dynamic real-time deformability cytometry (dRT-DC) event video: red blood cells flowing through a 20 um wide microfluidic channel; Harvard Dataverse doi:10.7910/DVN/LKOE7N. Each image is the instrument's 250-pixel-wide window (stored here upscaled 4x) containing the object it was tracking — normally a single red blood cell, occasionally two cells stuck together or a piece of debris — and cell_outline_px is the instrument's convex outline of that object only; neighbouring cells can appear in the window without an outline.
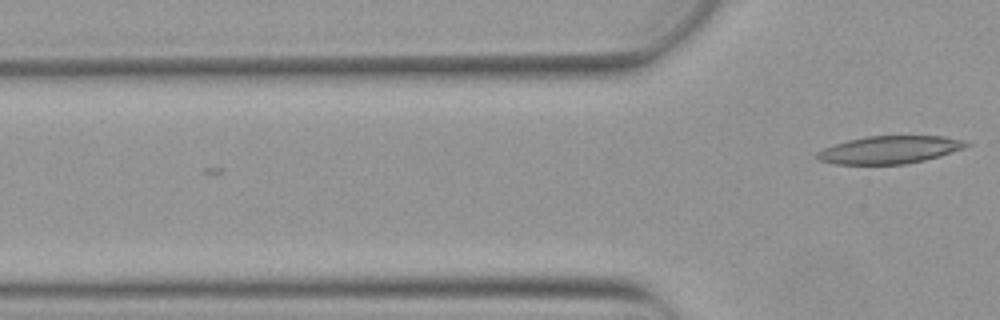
{"species": "Egyptian fruit bat (a non-hibernating species)", "species_latin": "Rousettus aegyptiacus", "temperature_condition": "warm", "stored_images_in_passage": 7, "camera_frame_rate_fps": 3000, "um_per_image_px": 0.085, "animal": {"sex": "female"}, "frame": {"image": 1, "passage_image": 7, "time_ms": 2.0, "image_size_px": [1000, 320], "cell_outline_px": [[972, 144], [964, 148], [940, 156], [924, 160], [904, 164], [836, 164], [820, 160], [816, 156], [816, 152], [824, 148], [848, 140], [868, 136], [944, 136], [964, 140]], "centroid_in_image_um": [75.65, 12.72], "position_along_channel_um": 50.1, "area_um2": 23.93}}